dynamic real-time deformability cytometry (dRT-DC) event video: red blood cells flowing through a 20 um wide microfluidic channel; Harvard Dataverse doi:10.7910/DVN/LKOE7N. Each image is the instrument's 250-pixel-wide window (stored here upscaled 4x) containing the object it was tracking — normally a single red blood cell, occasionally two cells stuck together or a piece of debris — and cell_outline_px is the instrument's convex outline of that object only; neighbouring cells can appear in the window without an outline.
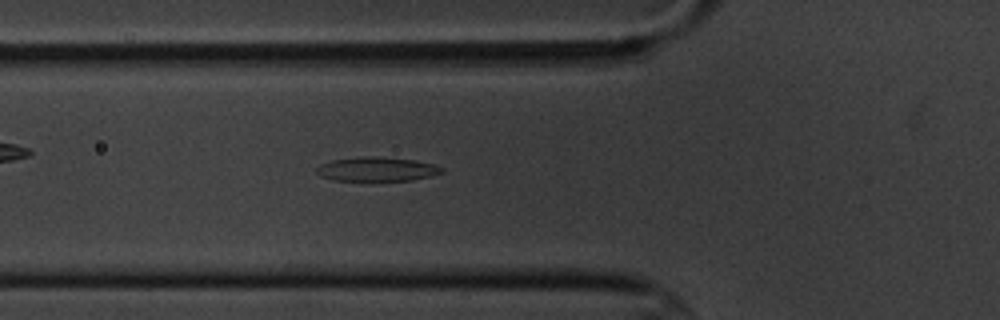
{"species": "common noctule bat (a hibernating species)", "species_latin": "Nyctalus noctula", "temperature_condition": "cold", "stored_images_in_passage": 2, "camera_frame_rate_fps": 3000, "um_per_image_px": 0.085, "animal": {"sex": "male", "body_mass_g": 20.1, "forearm_length_mm": 53.5}, "frame": {"image": 1, "passage_image": 2, "time_ms": 1.0, "image_size_px": [1000, 320], "cell_outline_px": [[444, 172], [432, 176], [412, 180], [332, 180], [320, 176], [316, 172], [316, 168], [320, 164], [332, 160], [360, 156], [372, 156], [416, 160], [432, 164], [444, 168]], "centroid_in_image_um": [32.03, 14.37], "position_along_channel_um": 93.8, "area_um2": 17.63}}